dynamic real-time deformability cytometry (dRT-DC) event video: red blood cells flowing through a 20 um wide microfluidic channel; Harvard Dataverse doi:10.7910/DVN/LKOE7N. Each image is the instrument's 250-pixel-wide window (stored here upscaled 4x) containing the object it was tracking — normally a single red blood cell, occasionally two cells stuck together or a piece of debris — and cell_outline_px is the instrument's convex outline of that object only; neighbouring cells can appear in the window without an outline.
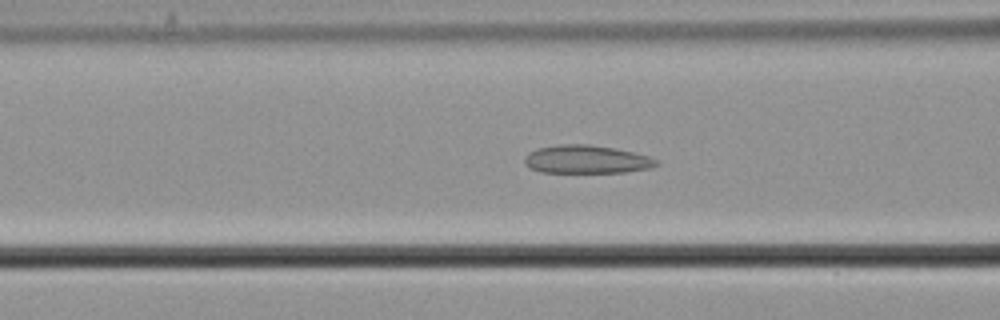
{"species": "common noctule bat (a hibernating species)", "species_latin": "Nyctalus noctula", "temperature_condition": "cold", "stored_images_in_passage": 58, "camera_frame_rate_fps": 3000, "um_per_image_px": 0.085, "animal": {"sex": "male", "body_mass_g": 21.5, "forearm_length_mm": 52.0}, "frame": {"image": 1, "passage_image": 24, "time_ms": 7.667, "image_size_px": [1000, 320], "cell_outline_px": [[660, 164], [652, 168], [624, 172], [540, 172], [528, 168], [524, 164], [524, 156], [528, 152], [536, 148], [560, 144], [588, 144], [612, 148], [632, 152], [648, 156], [656, 160]], "centroid_in_image_um": [49.79, 13.55], "position_along_channel_um": 116.8, "area_um2": 21.73}}
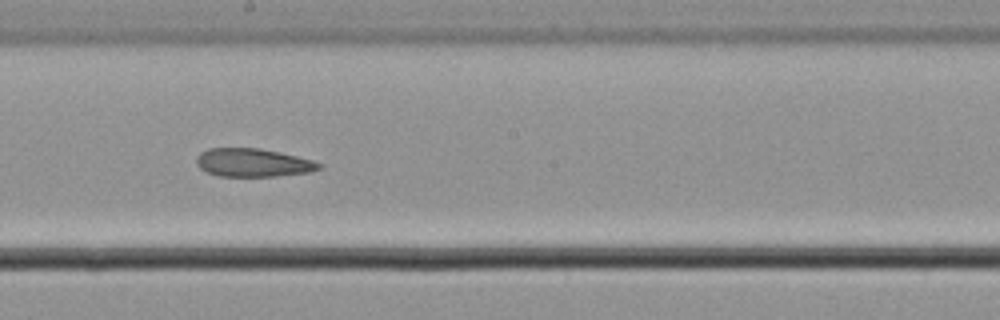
{"frame": {"image": 2, "passage_image": 33, "time_ms": 10.667, "image_size_px": [1000, 320], "cell_outline_px": [[324, 164], [320, 168], [308, 172], [276, 176], [220, 176], [208, 172], [200, 168], [196, 164], [196, 156], [200, 152], [208, 148], [260, 148], [280, 152], [312, 160]], "centroid_in_image_um": [21.48, 13.81], "position_along_channel_um": 226.7, "area_um2": 20.17}}
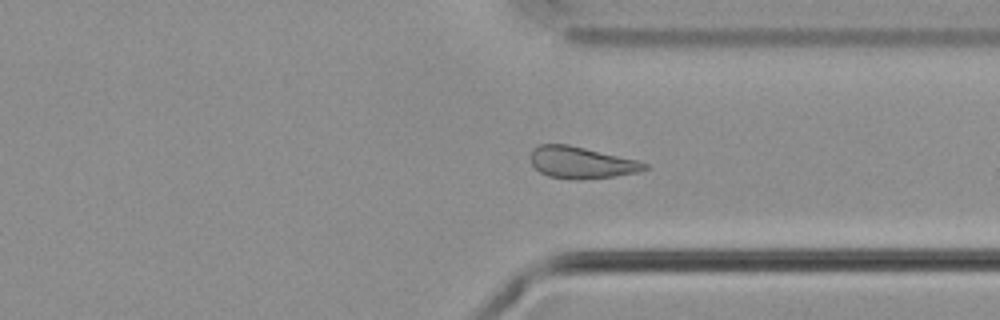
{"frame": {"image": 3, "passage_image": 44, "time_ms": 14.333, "image_size_px": [1000, 320], "cell_outline_px": [[648, 168], [640, 172], [616, 176], [580, 180], [576, 180], [548, 176], [540, 172], [532, 164], [528, 156], [532, 148], [540, 144], [568, 144], [640, 160], [648, 164]], "centroid_in_image_um": [49.42, 13.81], "position_along_channel_um": 362.0, "area_um2": 21.5}}